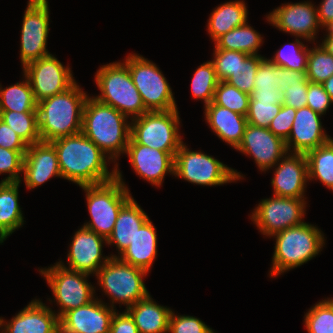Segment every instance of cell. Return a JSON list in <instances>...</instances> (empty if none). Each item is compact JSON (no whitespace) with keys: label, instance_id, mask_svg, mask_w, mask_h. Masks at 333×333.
<instances>
[{"label":"cell","instance_id":"obj_1","mask_svg":"<svg viewBox=\"0 0 333 333\" xmlns=\"http://www.w3.org/2000/svg\"><path fill=\"white\" fill-rule=\"evenodd\" d=\"M50 143L57 152L60 172L65 180L80 187L105 183L116 177L115 166L111 172L107 167L111 160L82 132Z\"/></svg>","mask_w":333,"mask_h":333},{"label":"cell","instance_id":"obj_2","mask_svg":"<svg viewBox=\"0 0 333 333\" xmlns=\"http://www.w3.org/2000/svg\"><path fill=\"white\" fill-rule=\"evenodd\" d=\"M110 105L88 96L83 109L82 133L117 165L130 139L131 122Z\"/></svg>","mask_w":333,"mask_h":333},{"label":"cell","instance_id":"obj_3","mask_svg":"<svg viewBox=\"0 0 333 333\" xmlns=\"http://www.w3.org/2000/svg\"><path fill=\"white\" fill-rule=\"evenodd\" d=\"M88 96L76 82L67 91L39 101L37 111L41 141L52 142L81 132Z\"/></svg>","mask_w":333,"mask_h":333},{"label":"cell","instance_id":"obj_4","mask_svg":"<svg viewBox=\"0 0 333 333\" xmlns=\"http://www.w3.org/2000/svg\"><path fill=\"white\" fill-rule=\"evenodd\" d=\"M272 237L276 240L269 272L272 278L307 263L325 247L324 233L306 222L289 227Z\"/></svg>","mask_w":333,"mask_h":333},{"label":"cell","instance_id":"obj_5","mask_svg":"<svg viewBox=\"0 0 333 333\" xmlns=\"http://www.w3.org/2000/svg\"><path fill=\"white\" fill-rule=\"evenodd\" d=\"M118 165L115 166L116 177L113 180L80 186L86 193L85 199L91 217L83 226L106 240L113 231L121 207L132 197Z\"/></svg>","mask_w":333,"mask_h":333},{"label":"cell","instance_id":"obj_6","mask_svg":"<svg viewBox=\"0 0 333 333\" xmlns=\"http://www.w3.org/2000/svg\"><path fill=\"white\" fill-rule=\"evenodd\" d=\"M95 82L101 94L93 97L117 109L130 120L148 112L124 62L101 66L95 74Z\"/></svg>","mask_w":333,"mask_h":333},{"label":"cell","instance_id":"obj_7","mask_svg":"<svg viewBox=\"0 0 333 333\" xmlns=\"http://www.w3.org/2000/svg\"><path fill=\"white\" fill-rule=\"evenodd\" d=\"M147 271L122 262L118 257H111L95 275L97 284L110 298V307L114 304L126 305V309L149 295L144 284Z\"/></svg>","mask_w":333,"mask_h":333},{"label":"cell","instance_id":"obj_8","mask_svg":"<svg viewBox=\"0 0 333 333\" xmlns=\"http://www.w3.org/2000/svg\"><path fill=\"white\" fill-rule=\"evenodd\" d=\"M241 174L212 155L191 151L184 142L174 156V176L192 184L220 186L243 179Z\"/></svg>","mask_w":333,"mask_h":333},{"label":"cell","instance_id":"obj_9","mask_svg":"<svg viewBox=\"0 0 333 333\" xmlns=\"http://www.w3.org/2000/svg\"><path fill=\"white\" fill-rule=\"evenodd\" d=\"M131 121L130 136L138 144L167 153H176L183 143L179 132L178 108L148 111Z\"/></svg>","mask_w":333,"mask_h":333},{"label":"cell","instance_id":"obj_10","mask_svg":"<svg viewBox=\"0 0 333 333\" xmlns=\"http://www.w3.org/2000/svg\"><path fill=\"white\" fill-rule=\"evenodd\" d=\"M123 62L148 111L177 109L172 89L155 63L136 53H130Z\"/></svg>","mask_w":333,"mask_h":333},{"label":"cell","instance_id":"obj_11","mask_svg":"<svg viewBox=\"0 0 333 333\" xmlns=\"http://www.w3.org/2000/svg\"><path fill=\"white\" fill-rule=\"evenodd\" d=\"M40 274L45 278L53 299L58 306L56 315L60 318L65 312L86 305L95 296V287L89 283L90 276L84 272L72 271L62 267L58 262L48 268H41Z\"/></svg>","mask_w":333,"mask_h":333},{"label":"cell","instance_id":"obj_12","mask_svg":"<svg viewBox=\"0 0 333 333\" xmlns=\"http://www.w3.org/2000/svg\"><path fill=\"white\" fill-rule=\"evenodd\" d=\"M306 198L272 196L261 199L250 219L265 236L272 237L289 227L304 222Z\"/></svg>","mask_w":333,"mask_h":333},{"label":"cell","instance_id":"obj_13","mask_svg":"<svg viewBox=\"0 0 333 333\" xmlns=\"http://www.w3.org/2000/svg\"><path fill=\"white\" fill-rule=\"evenodd\" d=\"M49 5L47 0H28L23 15L20 41L22 69L29 63L50 55L46 49L49 34Z\"/></svg>","mask_w":333,"mask_h":333},{"label":"cell","instance_id":"obj_14","mask_svg":"<svg viewBox=\"0 0 333 333\" xmlns=\"http://www.w3.org/2000/svg\"><path fill=\"white\" fill-rule=\"evenodd\" d=\"M23 74L28 78L37 102L63 93L76 83L69 65L64 66L52 54L27 64Z\"/></svg>","mask_w":333,"mask_h":333},{"label":"cell","instance_id":"obj_15","mask_svg":"<svg viewBox=\"0 0 333 333\" xmlns=\"http://www.w3.org/2000/svg\"><path fill=\"white\" fill-rule=\"evenodd\" d=\"M266 19L278 30L310 43L312 40V43L315 42L321 28L317 8L310 1L282 4L273 9Z\"/></svg>","mask_w":333,"mask_h":333},{"label":"cell","instance_id":"obj_16","mask_svg":"<svg viewBox=\"0 0 333 333\" xmlns=\"http://www.w3.org/2000/svg\"><path fill=\"white\" fill-rule=\"evenodd\" d=\"M72 239L67 254L68 266L62 260L58 262L66 269L94 276L111 257L117 256H103L102 248L107 240L84 226L75 232Z\"/></svg>","mask_w":333,"mask_h":333},{"label":"cell","instance_id":"obj_17","mask_svg":"<svg viewBox=\"0 0 333 333\" xmlns=\"http://www.w3.org/2000/svg\"><path fill=\"white\" fill-rule=\"evenodd\" d=\"M246 156H252L258 168L266 172L288 153L285 141L268 128L247 124L243 139L236 148Z\"/></svg>","mask_w":333,"mask_h":333},{"label":"cell","instance_id":"obj_18","mask_svg":"<svg viewBox=\"0 0 333 333\" xmlns=\"http://www.w3.org/2000/svg\"><path fill=\"white\" fill-rule=\"evenodd\" d=\"M116 309L98 297L59 318L60 333H109Z\"/></svg>","mask_w":333,"mask_h":333},{"label":"cell","instance_id":"obj_19","mask_svg":"<svg viewBox=\"0 0 333 333\" xmlns=\"http://www.w3.org/2000/svg\"><path fill=\"white\" fill-rule=\"evenodd\" d=\"M125 154L129 157L136 175L153 186L160 187L167 173L174 175L176 153H167L138 144L130 136Z\"/></svg>","mask_w":333,"mask_h":333},{"label":"cell","instance_id":"obj_20","mask_svg":"<svg viewBox=\"0 0 333 333\" xmlns=\"http://www.w3.org/2000/svg\"><path fill=\"white\" fill-rule=\"evenodd\" d=\"M0 317V333H60L55 310L40 299L32 300L10 321Z\"/></svg>","mask_w":333,"mask_h":333},{"label":"cell","instance_id":"obj_21","mask_svg":"<svg viewBox=\"0 0 333 333\" xmlns=\"http://www.w3.org/2000/svg\"><path fill=\"white\" fill-rule=\"evenodd\" d=\"M281 161V162H280ZM274 167L271 180L273 195L279 197L306 198L308 162L302 153L288 152Z\"/></svg>","mask_w":333,"mask_h":333},{"label":"cell","instance_id":"obj_22","mask_svg":"<svg viewBox=\"0 0 333 333\" xmlns=\"http://www.w3.org/2000/svg\"><path fill=\"white\" fill-rule=\"evenodd\" d=\"M321 116L307 106L297 109L290 135L285 141L288 152L306 154L332 139L322 126Z\"/></svg>","mask_w":333,"mask_h":333},{"label":"cell","instance_id":"obj_23","mask_svg":"<svg viewBox=\"0 0 333 333\" xmlns=\"http://www.w3.org/2000/svg\"><path fill=\"white\" fill-rule=\"evenodd\" d=\"M22 174L27 189H35L53 177L62 178L57 152L50 142L28 145Z\"/></svg>","mask_w":333,"mask_h":333},{"label":"cell","instance_id":"obj_24","mask_svg":"<svg viewBox=\"0 0 333 333\" xmlns=\"http://www.w3.org/2000/svg\"><path fill=\"white\" fill-rule=\"evenodd\" d=\"M204 111L209 128L223 142L236 149L248 124L246 116L216 105L213 101L204 106Z\"/></svg>","mask_w":333,"mask_h":333},{"label":"cell","instance_id":"obj_25","mask_svg":"<svg viewBox=\"0 0 333 333\" xmlns=\"http://www.w3.org/2000/svg\"><path fill=\"white\" fill-rule=\"evenodd\" d=\"M157 233L148 219L136 232L132 242L118 257L122 262L143 269L149 273L157 258Z\"/></svg>","mask_w":333,"mask_h":333},{"label":"cell","instance_id":"obj_26","mask_svg":"<svg viewBox=\"0 0 333 333\" xmlns=\"http://www.w3.org/2000/svg\"><path fill=\"white\" fill-rule=\"evenodd\" d=\"M149 219L145 211L131 197L120 209L112 233L107 239L108 245L116 246L118 256L132 242L138 229Z\"/></svg>","mask_w":333,"mask_h":333},{"label":"cell","instance_id":"obj_27","mask_svg":"<svg viewBox=\"0 0 333 333\" xmlns=\"http://www.w3.org/2000/svg\"><path fill=\"white\" fill-rule=\"evenodd\" d=\"M153 300L149 294L125 310L134 320L139 333H168L172 309Z\"/></svg>","mask_w":333,"mask_h":333},{"label":"cell","instance_id":"obj_28","mask_svg":"<svg viewBox=\"0 0 333 333\" xmlns=\"http://www.w3.org/2000/svg\"><path fill=\"white\" fill-rule=\"evenodd\" d=\"M20 183L0 181V244L24 224L23 211L18 203Z\"/></svg>","mask_w":333,"mask_h":333},{"label":"cell","instance_id":"obj_29","mask_svg":"<svg viewBox=\"0 0 333 333\" xmlns=\"http://www.w3.org/2000/svg\"><path fill=\"white\" fill-rule=\"evenodd\" d=\"M248 21V9L243 0L225 2L213 9L207 23L210 38L215 42L223 34Z\"/></svg>","mask_w":333,"mask_h":333},{"label":"cell","instance_id":"obj_30","mask_svg":"<svg viewBox=\"0 0 333 333\" xmlns=\"http://www.w3.org/2000/svg\"><path fill=\"white\" fill-rule=\"evenodd\" d=\"M263 37L246 21L243 25L235 27L223 34L214 42L216 49L241 51L248 55H261L258 49L263 45Z\"/></svg>","mask_w":333,"mask_h":333},{"label":"cell","instance_id":"obj_31","mask_svg":"<svg viewBox=\"0 0 333 333\" xmlns=\"http://www.w3.org/2000/svg\"><path fill=\"white\" fill-rule=\"evenodd\" d=\"M24 80L3 88L0 85V111L38 112L30 82Z\"/></svg>","mask_w":333,"mask_h":333},{"label":"cell","instance_id":"obj_32","mask_svg":"<svg viewBox=\"0 0 333 333\" xmlns=\"http://www.w3.org/2000/svg\"><path fill=\"white\" fill-rule=\"evenodd\" d=\"M308 180H319L333 191V138L306 154Z\"/></svg>","mask_w":333,"mask_h":333},{"label":"cell","instance_id":"obj_33","mask_svg":"<svg viewBox=\"0 0 333 333\" xmlns=\"http://www.w3.org/2000/svg\"><path fill=\"white\" fill-rule=\"evenodd\" d=\"M0 119L28 145L41 142L38 112L0 111Z\"/></svg>","mask_w":333,"mask_h":333},{"label":"cell","instance_id":"obj_34","mask_svg":"<svg viewBox=\"0 0 333 333\" xmlns=\"http://www.w3.org/2000/svg\"><path fill=\"white\" fill-rule=\"evenodd\" d=\"M218 82L213 63L210 60L204 62L195 70L192 77V96L196 100H203L204 106L210 104L214 100Z\"/></svg>","mask_w":333,"mask_h":333},{"label":"cell","instance_id":"obj_35","mask_svg":"<svg viewBox=\"0 0 333 333\" xmlns=\"http://www.w3.org/2000/svg\"><path fill=\"white\" fill-rule=\"evenodd\" d=\"M295 39V42L284 45L277 50L276 54L269 60L290 70L306 72L309 48L300 41L299 37Z\"/></svg>","mask_w":333,"mask_h":333},{"label":"cell","instance_id":"obj_36","mask_svg":"<svg viewBox=\"0 0 333 333\" xmlns=\"http://www.w3.org/2000/svg\"><path fill=\"white\" fill-rule=\"evenodd\" d=\"M306 75L309 82L319 84L333 75V56L321 44L309 48Z\"/></svg>","mask_w":333,"mask_h":333},{"label":"cell","instance_id":"obj_37","mask_svg":"<svg viewBox=\"0 0 333 333\" xmlns=\"http://www.w3.org/2000/svg\"><path fill=\"white\" fill-rule=\"evenodd\" d=\"M308 333H333V302L330 298L316 303L304 315Z\"/></svg>","mask_w":333,"mask_h":333},{"label":"cell","instance_id":"obj_38","mask_svg":"<svg viewBox=\"0 0 333 333\" xmlns=\"http://www.w3.org/2000/svg\"><path fill=\"white\" fill-rule=\"evenodd\" d=\"M250 95L239 91L235 86L225 81H219L215 89L213 102L231 111L247 116L249 110Z\"/></svg>","mask_w":333,"mask_h":333},{"label":"cell","instance_id":"obj_39","mask_svg":"<svg viewBox=\"0 0 333 333\" xmlns=\"http://www.w3.org/2000/svg\"><path fill=\"white\" fill-rule=\"evenodd\" d=\"M261 55H248L244 62H240L238 67L225 82L235 86L239 91L250 94L254 89V77L258 66L264 59Z\"/></svg>","mask_w":333,"mask_h":333},{"label":"cell","instance_id":"obj_40","mask_svg":"<svg viewBox=\"0 0 333 333\" xmlns=\"http://www.w3.org/2000/svg\"><path fill=\"white\" fill-rule=\"evenodd\" d=\"M213 60L215 73L219 81H225L236 70L240 62H244L248 54L214 48Z\"/></svg>","mask_w":333,"mask_h":333},{"label":"cell","instance_id":"obj_41","mask_svg":"<svg viewBox=\"0 0 333 333\" xmlns=\"http://www.w3.org/2000/svg\"><path fill=\"white\" fill-rule=\"evenodd\" d=\"M282 105L283 104H274V102L250 100L249 110L246 116L248 124L268 128L271 121L279 113Z\"/></svg>","mask_w":333,"mask_h":333},{"label":"cell","instance_id":"obj_42","mask_svg":"<svg viewBox=\"0 0 333 333\" xmlns=\"http://www.w3.org/2000/svg\"><path fill=\"white\" fill-rule=\"evenodd\" d=\"M26 151L9 150L0 147V175L8 174L1 182H21L20 174Z\"/></svg>","mask_w":333,"mask_h":333},{"label":"cell","instance_id":"obj_43","mask_svg":"<svg viewBox=\"0 0 333 333\" xmlns=\"http://www.w3.org/2000/svg\"><path fill=\"white\" fill-rule=\"evenodd\" d=\"M281 66L272 63L269 58H264L254 77V89H273L281 91Z\"/></svg>","mask_w":333,"mask_h":333},{"label":"cell","instance_id":"obj_44","mask_svg":"<svg viewBox=\"0 0 333 333\" xmlns=\"http://www.w3.org/2000/svg\"><path fill=\"white\" fill-rule=\"evenodd\" d=\"M168 333H215L200 318L189 315H178L174 311L169 317Z\"/></svg>","mask_w":333,"mask_h":333},{"label":"cell","instance_id":"obj_45","mask_svg":"<svg viewBox=\"0 0 333 333\" xmlns=\"http://www.w3.org/2000/svg\"><path fill=\"white\" fill-rule=\"evenodd\" d=\"M296 111L297 109L283 104L279 113L271 121L268 129L275 136H278L286 141L290 135Z\"/></svg>","mask_w":333,"mask_h":333},{"label":"cell","instance_id":"obj_46","mask_svg":"<svg viewBox=\"0 0 333 333\" xmlns=\"http://www.w3.org/2000/svg\"><path fill=\"white\" fill-rule=\"evenodd\" d=\"M332 103L331 97L325 91L322 84L308 83L307 107H310L320 115H324Z\"/></svg>","mask_w":333,"mask_h":333},{"label":"cell","instance_id":"obj_47","mask_svg":"<svg viewBox=\"0 0 333 333\" xmlns=\"http://www.w3.org/2000/svg\"><path fill=\"white\" fill-rule=\"evenodd\" d=\"M309 81H298L291 85L284 93V105L299 109L307 106V91Z\"/></svg>","mask_w":333,"mask_h":333},{"label":"cell","instance_id":"obj_48","mask_svg":"<svg viewBox=\"0 0 333 333\" xmlns=\"http://www.w3.org/2000/svg\"><path fill=\"white\" fill-rule=\"evenodd\" d=\"M0 147L9 150L27 151L28 144L0 119Z\"/></svg>","mask_w":333,"mask_h":333},{"label":"cell","instance_id":"obj_49","mask_svg":"<svg viewBox=\"0 0 333 333\" xmlns=\"http://www.w3.org/2000/svg\"><path fill=\"white\" fill-rule=\"evenodd\" d=\"M109 333H139L134 320L130 314L124 310V312L115 311L110 325Z\"/></svg>","mask_w":333,"mask_h":333},{"label":"cell","instance_id":"obj_50","mask_svg":"<svg viewBox=\"0 0 333 333\" xmlns=\"http://www.w3.org/2000/svg\"><path fill=\"white\" fill-rule=\"evenodd\" d=\"M250 100L259 102H274V104H284L283 92L273 89H253L249 94Z\"/></svg>","mask_w":333,"mask_h":333},{"label":"cell","instance_id":"obj_51","mask_svg":"<svg viewBox=\"0 0 333 333\" xmlns=\"http://www.w3.org/2000/svg\"><path fill=\"white\" fill-rule=\"evenodd\" d=\"M298 81H309L306 72L294 71L281 66V92H285L291 85L298 84Z\"/></svg>","mask_w":333,"mask_h":333},{"label":"cell","instance_id":"obj_52","mask_svg":"<svg viewBox=\"0 0 333 333\" xmlns=\"http://www.w3.org/2000/svg\"><path fill=\"white\" fill-rule=\"evenodd\" d=\"M320 25L333 20V0H322L319 6H316Z\"/></svg>","mask_w":333,"mask_h":333},{"label":"cell","instance_id":"obj_53","mask_svg":"<svg viewBox=\"0 0 333 333\" xmlns=\"http://www.w3.org/2000/svg\"><path fill=\"white\" fill-rule=\"evenodd\" d=\"M321 46L333 56V37H324Z\"/></svg>","mask_w":333,"mask_h":333},{"label":"cell","instance_id":"obj_54","mask_svg":"<svg viewBox=\"0 0 333 333\" xmlns=\"http://www.w3.org/2000/svg\"><path fill=\"white\" fill-rule=\"evenodd\" d=\"M325 91L331 97L333 101V75L322 83Z\"/></svg>","mask_w":333,"mask_h":333},{"label":"cell","instance_id":"obj_55","mask_svg":"<svg viewBox=\"0 0 333 333\" xmlns=\"http://www.w3.org/2000/svg\"><path fill=\"white\" fill-rule=\"evenodd\" d=\"M322 29L325 28L324 30H326V34L324 37H333V20L328 21L327 23L323 24Z\"/></svg>","mask_w":333,"mask_h":333}]
</instances>
